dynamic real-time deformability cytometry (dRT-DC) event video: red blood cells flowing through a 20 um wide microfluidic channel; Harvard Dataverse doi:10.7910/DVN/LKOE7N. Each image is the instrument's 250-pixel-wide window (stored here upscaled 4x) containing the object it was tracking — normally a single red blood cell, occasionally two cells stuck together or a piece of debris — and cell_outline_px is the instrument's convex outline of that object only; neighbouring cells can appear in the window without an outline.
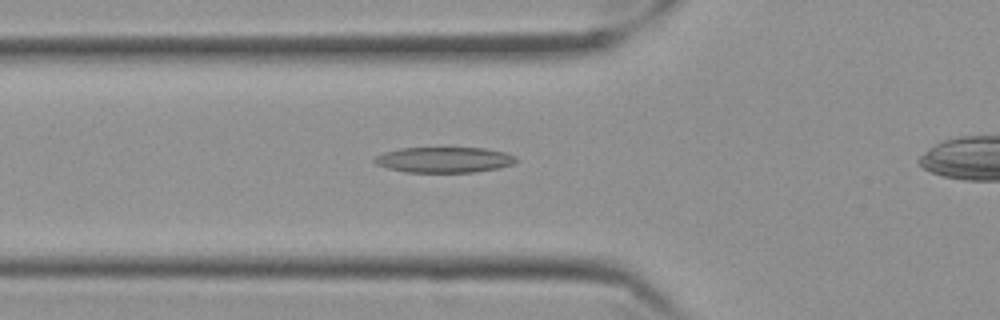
{"species": "Egyptian fruit bat (a non-hibernating species)", "species_latin": "Rousettus aegyptiacus", "temperature_condition": "cold", "stored_images_in_passage": 43, "camera_frame_rate_fps": 3000, "um_per_image_px": 0.085, "frame": {"image": 1, "passage_image": 13, "time_ms": 4.0, "image_size_px": [1000, 320], "cell_outline_px": [[516, 160], [512, 164], [496, 168], [476, 172], [404, 172], [388, 168], [376, 164], [372, 160], [376, 156], [384, 152], [400, 148], [484, 148], [504, 152], [516, 156]], "centroid_in_image_um": [37.72, 13.58], "position_along_channel_um": 88.1, "area_um2": 20.98}}
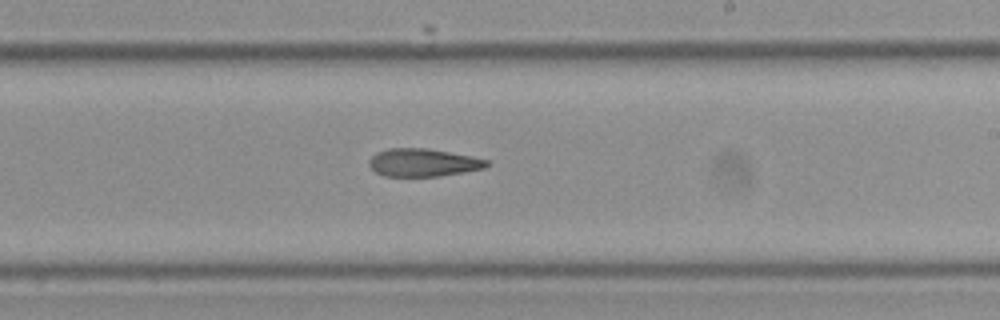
{"frame": {"image": 2, "passage_image": 27, "time_ms": 8.667, "image_size_px": [1000, 320], "cell_outline_px": [[488, 164], [484, 168], [464, 172], [440, 176], [384, 176], [376, 172], [368, 164], [368, 160], [376, 152], [388, 148], [428, 148], [488, 160]], "centroid_in_image_um": [35.91, 13.82], "position_along_channel_um": 253.1, "area_um2": 18.96}}
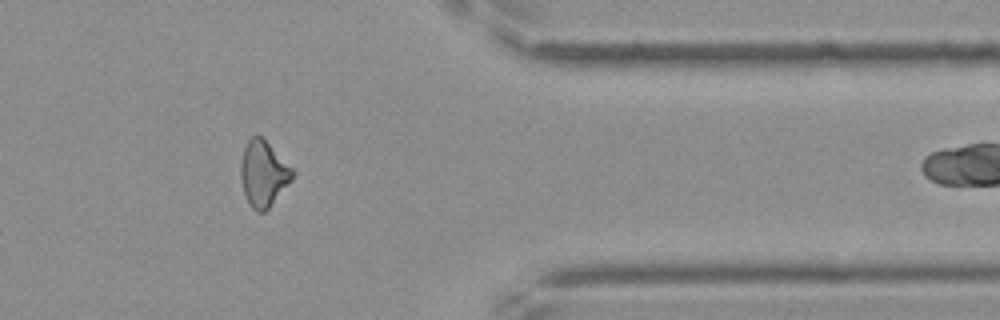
{"frame": {"image": 3, "passage_image": 40, "time_ms": 13.0, "image_size_px": [1000, 320], "cell_outline_px": [[292, 180], [268, 208], [264, 212], [256, 212], [252, 208], [244, 192], [240, 176], [240, 164], [244, 148], [248, 140], [256, 132], [292, 168]], "centroid_in_image_um": [22.35, 14.76], "position_along_channel_um": 389.0, "area_um2": 19.36}}